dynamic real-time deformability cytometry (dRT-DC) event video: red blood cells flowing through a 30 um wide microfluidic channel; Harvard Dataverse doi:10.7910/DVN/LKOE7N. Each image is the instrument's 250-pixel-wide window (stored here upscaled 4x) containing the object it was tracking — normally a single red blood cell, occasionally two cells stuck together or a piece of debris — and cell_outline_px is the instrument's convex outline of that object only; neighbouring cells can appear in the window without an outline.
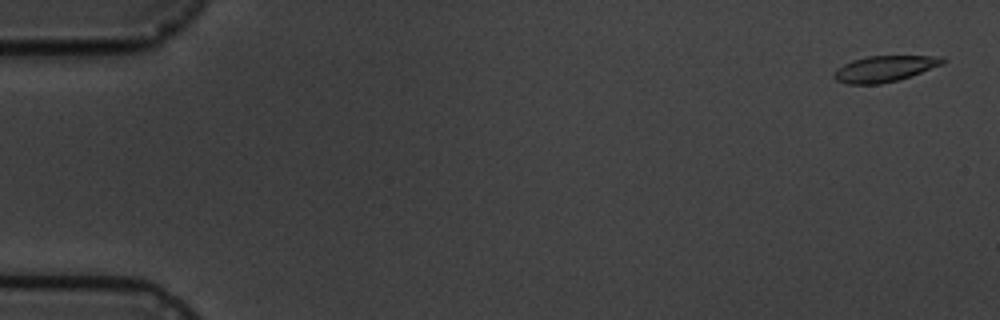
{"species": "common noctule bat (a hibernating species)", "species_latin": "Nyctalus noctula", "temperature_condition": "cold", "stored_images_in_passage": 4, "camera_frame_rate_fps": 3000, "um_per_image_px": 0.085, "animal": {"sex": "male", "body_mass_g": 19.5, "forearm_length_mm": 54.6}, "frame": {"image": 1, "passage_image": 1, "time_ms": 0.0, "image_size_px": [1000, 320], "cell_outline_px": [[944, 64], [896, 80], [880, 84], [848, 84], [836, 80], [832, 76], [844, 64], [852, 60], [868, 56], [940, 56], [944, 60]], "centroid_in_image_um": [75.17, 5.84], "position_along_channel_um": 9.8, "area_um2": 16.07}}